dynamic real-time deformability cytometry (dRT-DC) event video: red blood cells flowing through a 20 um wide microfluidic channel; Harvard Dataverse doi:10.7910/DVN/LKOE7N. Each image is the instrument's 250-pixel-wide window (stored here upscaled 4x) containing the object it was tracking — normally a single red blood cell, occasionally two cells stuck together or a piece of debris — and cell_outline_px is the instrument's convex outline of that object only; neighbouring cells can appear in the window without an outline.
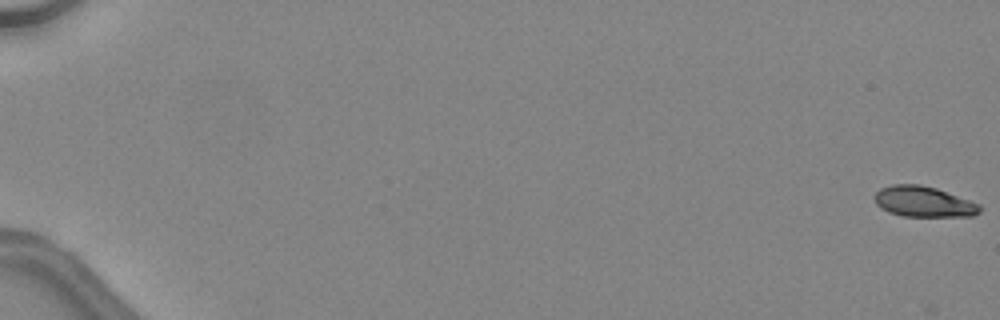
{"species": "common noctule bat (a hibernating species)", "species_latin": "Nyctalus noctula", "temperature_condition": "warm", "stored_images_in_passage": 19, "camera_frame_rate_fps": 3000, "um_per_image_px": 0.085, "animal": {"sex": "female", "body_mass_g": 24.6, "forearm_length_mm": 56.2}, "frame": {"image": 1, "passage_image": 1, "time_ms": 0.0, "image_size_px": [1000, 320], "cell_outline_px": [[980, 212], [972, 216], [900, 216], [888, 212], [880, 208], [876, 204], [876, 192], [880, 188], [892, 184], [920, 184], [936, 188], [980, 204]], "centroid_in_image_um": [78.49, 17.14], "position_along_channel_um": 6.5, "area_um2": 18.73}}
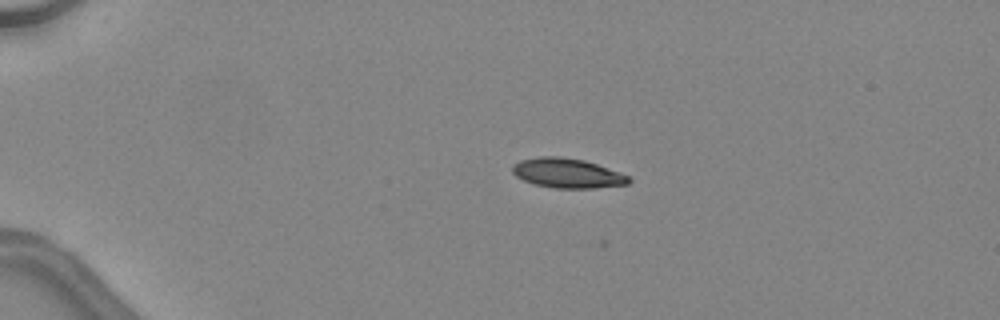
{"frame": {"image": 2, "passage_image": 13, "time_ms": 4.0, "image_size_px": [1000, 320], "cell_outline_px": [[632, 180], [628, 184], [596, 188], [556, 188], [532, 184], [516, 176], [512, 172], [512, 164], [520, 160], [540, 156], [560, 156], [584, 160], [596, 164], [628, 176]], "centroid_in_image_um": [48.18, 14.72], "position_along_channel_um": 36.8, "area_um2": 20.06}}